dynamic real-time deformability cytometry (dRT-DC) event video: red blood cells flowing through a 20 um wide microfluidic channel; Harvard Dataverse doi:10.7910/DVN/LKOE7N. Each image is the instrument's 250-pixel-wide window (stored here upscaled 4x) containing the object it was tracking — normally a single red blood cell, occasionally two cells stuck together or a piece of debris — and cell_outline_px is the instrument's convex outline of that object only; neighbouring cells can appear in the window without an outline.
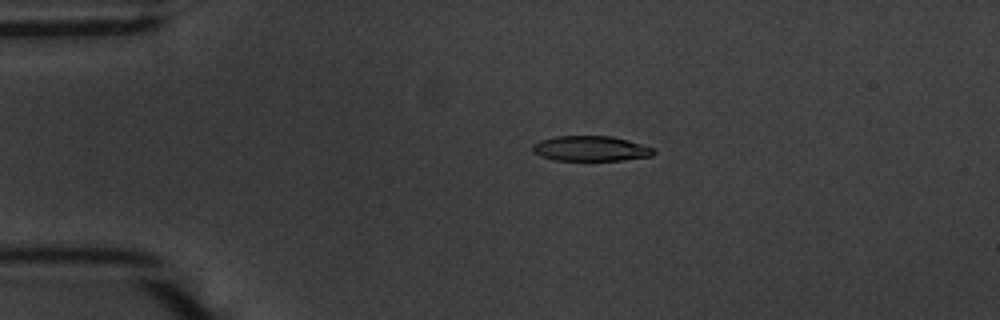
{"species": "common noctule bat (a hibernating species)", "species_latin": "Nyctalus noctula", "temperature_condition": "warm", "stored_images_in_passage": 51, "camera_frame_rate_fps": 3000, "um_per_image_px": 0.085, "animal": {"sex": "male", "body_mass_g": 20.1, "forearm_length_mm": 53.5}, "frame": {"image": 1, "passage_image": 8, "time_ms": 2.333, "image_size_px": [1000, 320], "cell_outline_px": [[656, 152], [652, 156], [624, 160], [556, 160], [540, 156], [532, 152], [532, 144], [540, 140], [556, 136], [612, 136], [628, 140], [656, 148]], "centroid_in_image_um": [50.23, 12.62], "position_along_channel_um": 34.8, "area_um2": 17.92}}
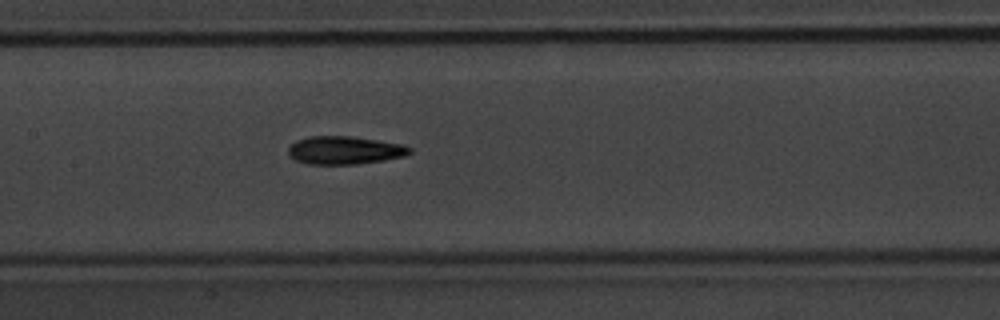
{"frame": {"image": 2, "passage_image": 23, "time_ms": 7.333, "image_size_px": [1000, 320], "cell_outline_px": [[412, 152], [404, 156], [384, 160], [356, 164], [308, 164], [296, 160], [288, 156], [288, 148], [296, 140], [308, 136], [352, 136], [400, 144], [412, 148]], "centroid_in_image_um": [29.26, 12.77], "position_along_channel_um": 178.1, "area_um2": 19.83}}
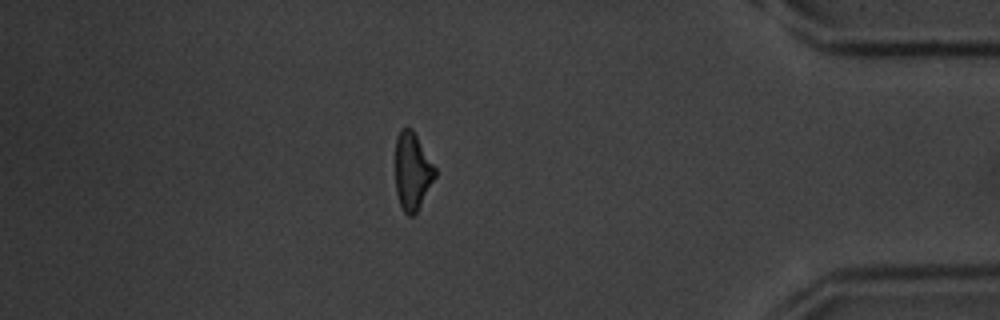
{"frame": {"image": 3, "passage_image": 44, "time_ms": 14.333, "image_size_px": [1000, 320], "cell_outline_px": [[436, 176], [416, 212], [412, 216], [408, 216], [404, 212], [400, 204], [396, 192], [396, 136], [400, 128], [412, 128], [436, 168]], "centroid_in_image_um": [35.04, 14.53], "position_along_channel_um": 400.2, "area_um2": 17.8}, "authors_computed_cell_mechanics": {"area_um2": 18.785, "velocity_mm_per_s": 3.6911, "shape_relaxation_time_tau1_ms": 4.0508, "shape_relaxation_time_tau2_ms": 6.5941, "deformation_change_tau1": 0.1429, "deformation_change_tau2": 0.1711}}